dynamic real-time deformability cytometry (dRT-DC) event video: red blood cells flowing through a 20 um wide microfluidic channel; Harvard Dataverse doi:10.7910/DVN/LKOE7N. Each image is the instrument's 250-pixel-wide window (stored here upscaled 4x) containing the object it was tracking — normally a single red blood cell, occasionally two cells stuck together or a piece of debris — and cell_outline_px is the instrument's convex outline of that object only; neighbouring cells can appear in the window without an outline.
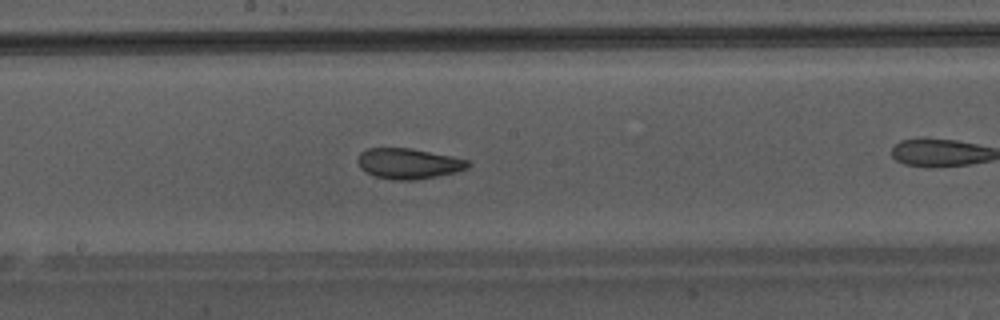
{"species": "Egyptian fruit bat (a non-hibernating species)", "species_latin": "Rousettus aegyptiacus", "temperature_condition": "warm", "stored_images_in_passage": 32, "camera_frame_rate_fps": 3000, "um_per_image_px": 0.085, "animal": {"sex": "male"}, "frame": {"image": 1, "passage_image": 10, "time_ms": 3.0, "image_size_px": [1000, 320], "cell_outline_px": [[472, 164], [468, 168], [456, 172], [416, 180], [392, 180], [376, 176], [360, 168], [356, 160], [360, 152], [368, 148], [412, 148], [452, 156], [468, 160]], "centroid_in_image_um": [34.73, 13.9], "position_along_channel_um": 213.5, "area_um2": 19.71}}